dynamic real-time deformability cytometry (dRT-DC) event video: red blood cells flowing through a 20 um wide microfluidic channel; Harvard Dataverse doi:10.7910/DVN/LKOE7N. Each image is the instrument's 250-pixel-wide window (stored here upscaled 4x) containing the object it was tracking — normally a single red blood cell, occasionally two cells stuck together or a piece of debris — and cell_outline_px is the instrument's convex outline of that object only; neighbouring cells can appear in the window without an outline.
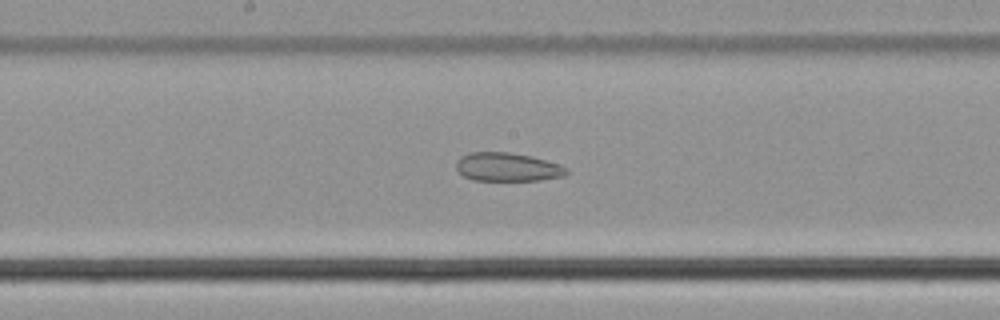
{"species": "common noctule bat (a hibernating species)", "species_latin": "Nyctalus noctula", "temperature_condition": "cold", "stored_images_in_passage": 47, "camera_frame_rate_fps": 3000, "um_per_image_px": 0.085, "animal": {"sex": "male", "body_mass_g": 21.5, "forearm_length_mm": 52.0}, "frame": {"image": 1, "passage_image": 21, "time_ms": 6.667, "image_size_px": [1000, 320], "cell_outline_px": [[568, 172], [564, 176], [540, 180], [472, 180], [464, 176], [456, 168], [456, 164], [460, 156], [468, 152], [508, 152], [532, 156], [560, 164], [568, 168]], "centroid_in_image_um": [43.14, 14.19], "position_along_channel_um": 205.1, "area_um2": 18.44}}
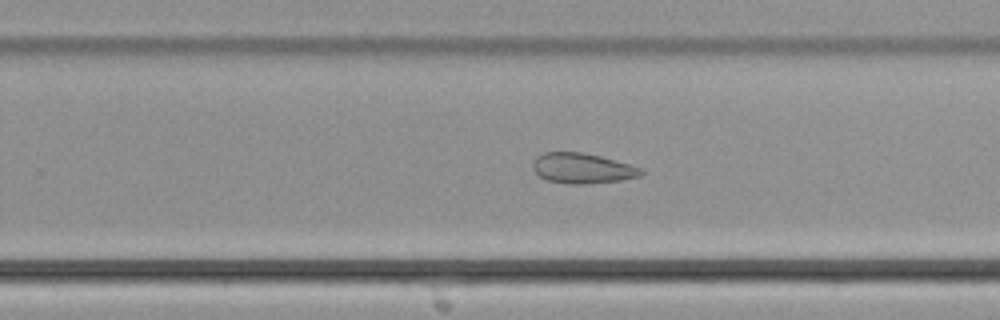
{"frame": {"image": 2, "passage_image": 27, "time_ms": 8.667, "image_size_px": [1000, 320], "cell_outline_px": [[644, 172], [640, 176], [620, 180], [588, 184], [572, 184], [548, 180], [540, 176], [532, 168], [532, 164], [536, 156], [544, 152], [580, 152], [600, 156], [644, 168]], "centroid_in_image_um": [49.51, 14.3], "position_along_channel_um": 280.3, "area_um2": 19.07}}
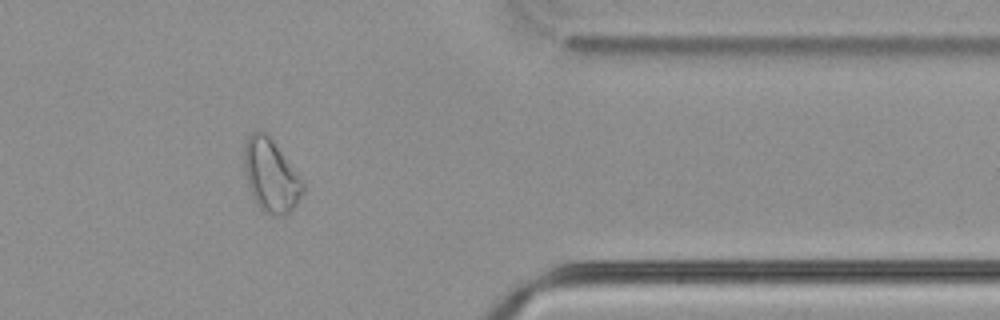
{"frame": {"image": 3, "passage_image": 37, "time_ms": 12.0, "image_size_px": [1000, 320], "cell_outline_px": [[304, 192], [296, 204], [284, 216], [276, 216], [264, 212], [256, 204], [252, 196], [244, 172], [244, 144], [248, 136], [256, 128], [260, 128], [268, 132], [304, 184]], "centroid_in_image_um": [22.99, 14.87], "position_along_channel_um": 388.4, "area_um2": 25.14}, "authors_computed_cell_mechanics": {"area_um2": 23.698, "velocity_mm_per_s": 3.7716, "shape_relaxation_time_tau1_ms": null, "shape_relaxation_time_tau2_ms": 2.8707, "deformation_change_tau1": null, "deformation_change_tau2": 0.0925}}